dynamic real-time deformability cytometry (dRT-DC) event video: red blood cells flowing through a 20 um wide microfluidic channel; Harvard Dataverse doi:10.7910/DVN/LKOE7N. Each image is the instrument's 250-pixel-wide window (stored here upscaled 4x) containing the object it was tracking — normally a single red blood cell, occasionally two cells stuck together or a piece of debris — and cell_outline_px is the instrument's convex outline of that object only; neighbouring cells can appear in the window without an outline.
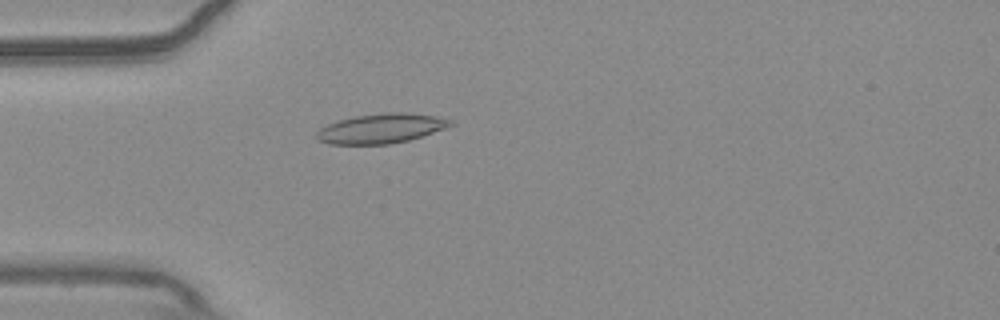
{"species": "common noctule bat (a hibernating species)", "species_latin": "Nyctalus noctula", "temperature_condition": "warm", "stored_images_in_passage": 52, "camera_frame_rate_fps": 3000, "um_per_image_px": 0.085, "animal": {"sex": "male", "body_mass_g": 20.4}, "frame": {"image": 1, "passage_image": 13, "time_ms": 4.0, "image_size_px": [1000, 320], "cell_outline_px": [[452, 124], [444, 128], [408, 140], [388, 144], [328, 144], [316, 140], [316, 132], [320, 128], [328, 124], [340, 120], [356, 116], [384, 112], [408, 112], [436, 116], [452, 120]], "centroid_in_image_um": [32.35, 10.91], "position_along_channel_um": 52.7, "area_um2": 22.95}}
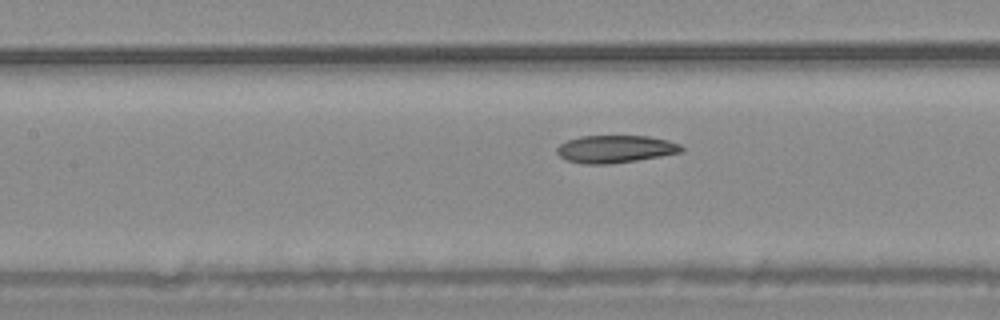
{"frame": {"image": 2, "passage_image": 22, "time_ms": 7.0, "image_size_px": [1000, 320], "cell_outline_px": [[684, 152], [612, 164], [584, 164], [568, 160], [560, 156], [556, 152], [556, 148], [560, 144], [568, 140], [580, 136], [648, 136], [668, 140], [680, 144], [684, 148]], "centroid_in_image_um": [52.32, 12.66], "position_along_channel_um": 155.1, "area_um2": 20.0}}
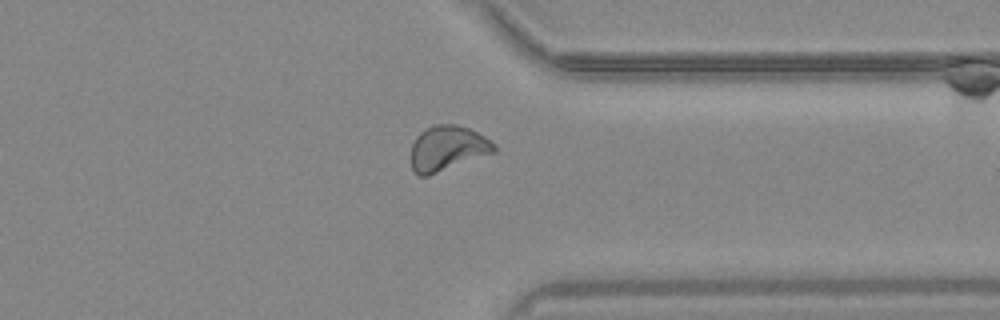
{"frame": {"image": 3, "passage_image": 40, "time_ms": 13.0, "image_size_px": [1000, 320], "cell_outline_px": [[496, 152], [428, 176], [420, 176], [412, 168], [412, 144], [416, 136], [420, 132], [436, 124], [456, 124], [468, 128], [484, 136], [496, 144]], "centroid_in_image_um": [38.06, 12.6], "position_along_channel_um": 373.3, "area_um2": 21.73}, "authors_computed_cell_mechanics": {"area_um2": 21.386, "velocity_mm_per_s": 3.6835, "shape_relaxation_time_tau1_ms": null, "shape_relaxation_time_tau2_ms": 6.6093, "deformation_change_tau1": null, "deformation_change_tau2": 0.1068}}